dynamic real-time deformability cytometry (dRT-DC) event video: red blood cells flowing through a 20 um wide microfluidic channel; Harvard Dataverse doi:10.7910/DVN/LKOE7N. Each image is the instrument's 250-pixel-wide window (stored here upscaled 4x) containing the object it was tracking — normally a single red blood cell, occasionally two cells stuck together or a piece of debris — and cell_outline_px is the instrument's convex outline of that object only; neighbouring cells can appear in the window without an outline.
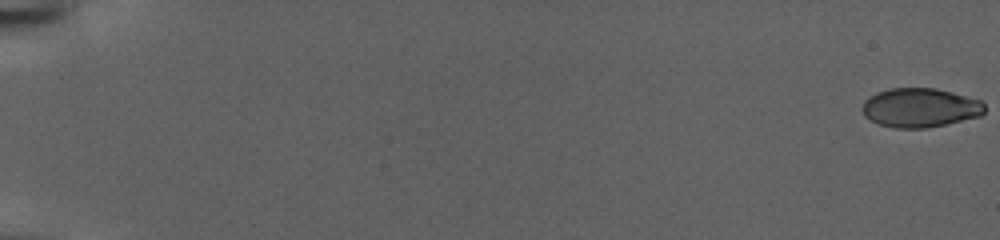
{"species": "human", "species_latin": "Homo sapiens", "temperature_condition": "warm", "stored_images_in_passage": 153, "camera_frame_rate_fps": 3000, "um_per_image_px": 0.085, "donor": {"sex": "female"}, "frame": {"image": 1, "passage_image": 1, "time_ms": 0.0, "image_size_px": [1000, 240], "cell_outline_px": [[984, 112], [980, 116], [944, 124], [924, 128], [896, 128], [880, 124], [864, 116], [864, 100], [868, 96], [876, 92], [888, 88], [936, 88], [952, 92], [980, 100], [984, 104]], "centroid_in_image_um": [78.2, 9.14], "position_along_channel_um": 6.8, "area_um2": 27.69}}
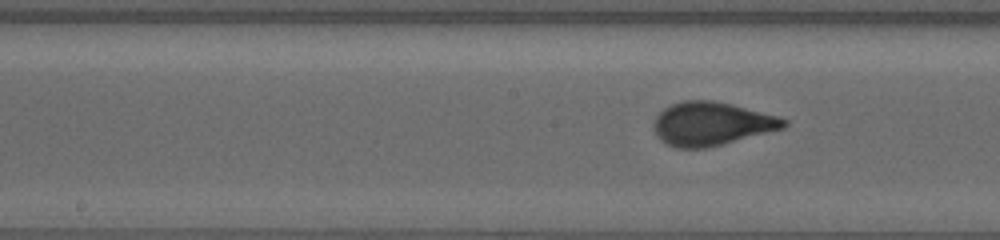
{"frame": {"image": 2, "passage_image": 84, "time_ms": 27.667, "image_size_px": [1000, 240], "cell_outline_px": [[788, 124], [784, 128], [708, 148], [676, 148], [664, 144], [656, 136], [652, 128], [652, 124], [656, 116], [664, 108], [672, 104], [684, 100], [716, 100], [780, 116], [788, 120]], "centroid_in_image_um": [60.46, 10.52], "position_along_channel_um": 187.7, "area_um2": 33.41}}
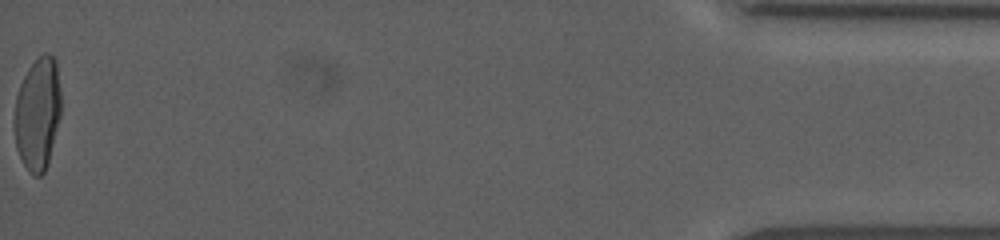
{"frame": {"image": 3, "passage_image": 153, "time_ms": 50.667, "image_size_px": [1000, 240], "cell_outline_px": [[60, 116], [48, 164], [44, 172], [40, 176], [32, 176], [28, 172], [16, 148], [12, 120], [16, 96], [20, 84], [28, 68], [44, 52], [48, 52], [56, 60], [60, 88]], "centroid_in_image_um": [3.18, 9.68], "position_along_channel_um": 432.0, "area_um2": 31.04}}